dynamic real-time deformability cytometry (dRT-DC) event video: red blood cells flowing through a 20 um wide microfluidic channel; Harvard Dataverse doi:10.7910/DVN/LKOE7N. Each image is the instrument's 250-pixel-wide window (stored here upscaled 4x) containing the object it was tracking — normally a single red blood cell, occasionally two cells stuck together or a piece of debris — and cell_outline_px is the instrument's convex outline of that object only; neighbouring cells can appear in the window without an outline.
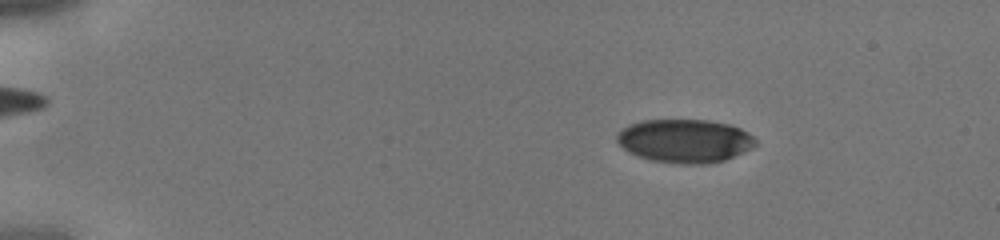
{"species": "human", "species_latin": "Homo sapiens", "temperature_condition": "cold", "stored_images_in_passage": 42, "camera_frame_rate_fps": 3000, "um_per_image_px": 0.085, "donor": {"sex": "male"}, "frame": {"image": 1, "passage_image": 6, "time_ms": 1.667, "image_size_px": [1000, 240], "cell_outline_px": [[756, 144], [752, 148], [744, 152], [724, 160], [708, 164], [680, 164], [652, 160], [628, 152], [616, 140], [616, 132], [628, 124], [640, 120], [708, 120], [728, 124], [740, 128], [748, 132], [756, 140]], "centroid_in_image_um": [58.19, 11.97], "position_along_channel_um": 26.8, "area_um2": 35.26}}
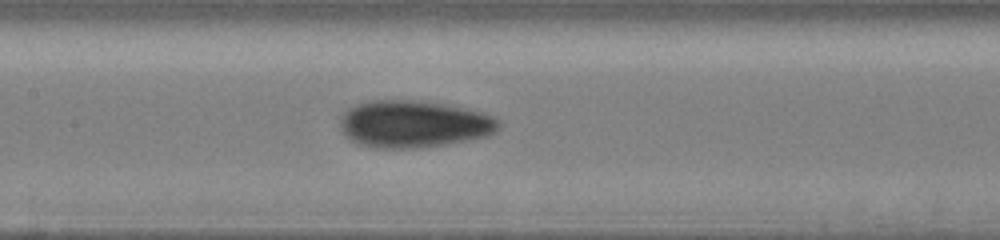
{"frame": {"image": 2, "passage_image": 21, "time_ms": 6.667, "image_size_px": [1000, 240], "cell_outline_px": [[500, 128], [496, 132], [488, 136], [448, 144], [420, 148], [376, 148], [356, 144], [344, 136], [340, 128], [340, 116], [348, 108], [356, 104], [368, 100], [412, 100], [448, 104], [480, 112], [492, 116], [500, 120]], "centroid_in_image_um": [35.14, 10.55], "position_along_channel_um": 172.3, "area_um2": 44.16}}
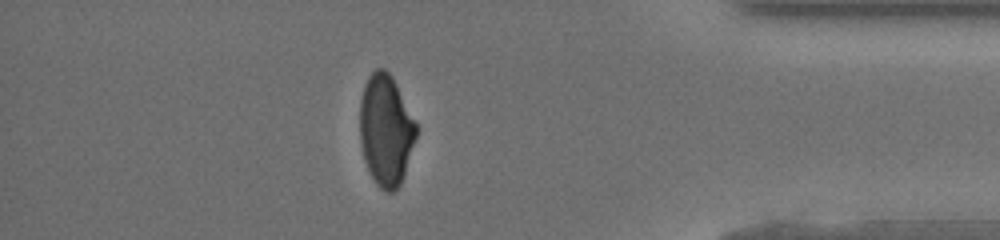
{"frame": {"image": 3, "passage_image": 37, "time_ms": 12.0, "image_size_px": [1000, 240], "cell_outline_px": [[416, 136], [400, 184], [392, 192], [384, 192], [376, 184], [364, 160], [360, 144], [360, 100], [364, 84], [368, 76], [376, 68], [384, 68], [392, 76], [416, 124]], "centroid_in_image_um": [32.76, 11.04], "position_along_channel_um": 402.4, "area_um2": 36.07}}